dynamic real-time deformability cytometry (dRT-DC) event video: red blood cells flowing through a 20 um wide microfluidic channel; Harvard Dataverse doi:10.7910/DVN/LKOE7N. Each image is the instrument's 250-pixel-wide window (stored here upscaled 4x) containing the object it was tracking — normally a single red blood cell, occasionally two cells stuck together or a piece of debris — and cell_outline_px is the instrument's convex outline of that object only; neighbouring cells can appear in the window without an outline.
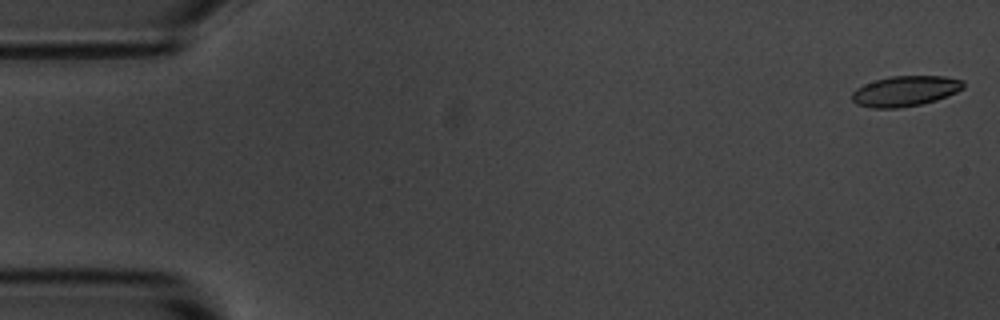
{"species": "common noctule bat (a hibernating species)", "species_latin": "Nyctalus noctula", "temperature_condition": "room temperature", "stored_images_in_passage": 5, "camera_frame_rate_fps": 3000, "um_per_image_px": 0.085, "animal": {"sex": "male", "body_mass_g": 20.1, "forearm_length_mm": 53.5}, "frame": {"image": 1, "passage_image": 1, "time_ms": 0.0, "image_size_px": [1000, 320], "cell_outline_px": [[964, 88], [948, 96], [936, 100], [920, 104], [900, 108], [872, 108], [856, 104], [852, 100], [852, 92], [856, 88], [864, 84], [876, 80], [892, 76], [944, 76], [964, 80]], "centroid_in_image_um": [76.95, 7.74], "position_along_channel_um": 8.1, "area_um2": 19.77}}
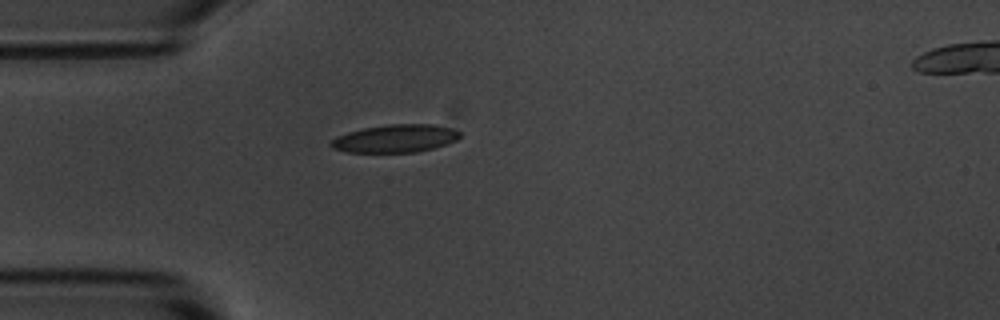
{"frame": {"image": 2, "passage_image": 5, "time_ms": 4.667, "image_size_px": [1000, 320], "cell_outline_px": [[460, 136], [456, 140], [448, 144], [416, 152], [348, 152], [332, 148], [328, 144], [336, 136], [348, 132], [364, 128], [388, 124], [432, 124], [452, 128], [460, 132]], "centroid_in_image_um": [33.59, 11.77], "position_along_channel_um": 51.4, "area_um2": 20.92}}